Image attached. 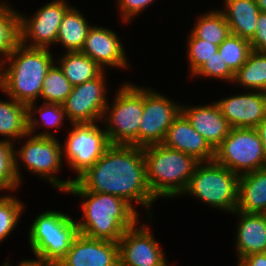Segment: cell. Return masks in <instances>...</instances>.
<instances>
[{"mask_svg": "<svg viewBox=\"0 0 266 266\" xmlns=\"http://www.w3.org/2000/svg\"><path fill=\"white\" fill-rule=\"evenodd\" d=\"M74 182L82 190L115 195L129 204L135 201L148 211L156 200L146 178L143 147L110 145Z\"/></svg>", "mask_w": 266, "mask_h": 266, "instance_id": "6da1fadb", "label": "cell"}, {"mask_svg": "<svg viewBox=\"0 0 266 266\" xmlns=\"http://www.w3.org/2000/svg\"><path fill=\"white\" fill-rule=\"evenodd\" d=\"M143 153L146 178L153 197L170 198L183 194L199 161L162 143L144 146Z\"/></svg>", "mask_w": 266, "mask_h": 266, "instance_id": "277c9868", "label": "cell"}, {"mask_svg": "<svg viewBox=\"0 0 266 266\" xmlns=\"http://www.w3.org/2000/svg\"><path fill=\"white\" fill-rule=\"evenodd\" d=\"M115 95L112 108L108 105L106 135L110 145H132L139 147V126L143 115V88L131 83L123 84ZM110 110V112H108Z\"/></svg>", "mask_w": 266, "mask_h": 266, "instance_id": "52a82bcc", "label": "cell"}, {"mask_svg": "<svg viewBox=\"0 0 266 266\" xmlns=\"http://www.w3.org/2000/svg\"><path fill=\"white\" fill-rule=\"evenodd\" d=\"M197 20L191 33L198 39L207 40L219 46L231 34L221 10L208 12Z\"/></svg>", "mask_w": 266, "mask_h": 266, "instance_id": "4316f807", "label": "cell"}, {"mask_svg": "<svg viewBox=\"0 0 266 266\" xmlns=\"http://www.w3.org/2000/svg\"><path fill=\"white\" fill-rule=\"evenodd\" d=\"M137 223L126 229L118 241L119 266H167L166 256L149 228Z\"/></svg>", "mask_w": 266, "mask_h": 266, "instance_id": "5bb4252c", "label": "cell"}, {"mask_svg": "<svg viewBox=\"0 0 266 266\" xmlns=\"http://www.w3.org/2000/svg\"><path fill=\"white\" fill-rule=\"evenodd\" d=\"M252 50L266 52V12H260L256 31L250 40Z\"/></svg>", "mask_w": 266, "mask_h": 266, "instance_id": "8d00e7d4", "label": "cell"}, {"mask_svg": "<svg viewBox=\"0 0 266 266\" xmlns=\"http://www.w3.org/2000/svg\"><path fill=\"white\" fill-rule=\"evenodd\" d=\"M23 210V203L13 196L0 197V242L17 226Z\"/></svg>", "mask_w": 266, "mask_h": 266, "instance_id": "d6a6232c", "label": "cell"}, {"mask_svg": "<svg viewBox=\"0 0 266 266\" xmlns=\"http://www.w3.org/2000/svg\"><path fill=\"white\" fill-rule=\"evenodd\" d=\"M65 192L85 199L81 205L84 220L76 223L79 233L87 237L118 242L126 229L138 223L133 204L121 197L82 190L75 182Z\"/></svg>", "mask_w": 266, "mask_h": 266, "instance_id": "7a4b0ae2", "label": "cell"}, {"mask_svg": "<svg viewBox=\"0 0 266 266\" xmlns=\"http://www.w3.org/2000/svg\"><path fill=\"white\" fill-rule=\"evenodd\" d=\"M168 97L143 87V115L139 126V147L163 142L167 130L181 113Z\"/></svg>", "mask_w": 266, "mask_h": 266, "instance_id": "8fae6325", "label": "cell"}, {"mask_svg": "<svg viewBox=\"0 0 266 266\" xmlns=\"http://www.w3.org/2000/svg\"><path fill=\"white\" fill-rule=\"evenodd\" d=\"M188 44V61L191 74H193L204 62L209 60L218 51L217 45L209 43L207 40L196 38L190 34Z\"/></svg>", "mask_w": 266, "mask_h": 266, "instance_id": "836d02e7", "label": "cell"}, {"mask_svg": "<svg viewBox=\"0 0 266 266\" xmlns=\"http://www.w3.org/2000/svg\"><path fill=\"white\" fill-rule=\"evenodd\" d=\"M162 144L193 156L199 162L213 161L215 150L181 112L170 125Z\"/></svg>", "mask_w": 266, "mask_h": 266, "instance_id": "ac0fdd59", "label": "cell"}, {"mask_svg": "<svg viewBox=\"0 0 266 266\" xmlns=\"http://www.w3.org/2000/svg\"><path fill=\"white\" fill-rule=\"evenodd\" d=\"M5 59L11 63L7 69L0 65V89L25 105L36 103L43 80L54 63L49 48L28 47L19 43Z\"/></svg>", "mask_w": 266, "mask_h": 266, "instance_id": "3957f363", "label": "cell"}, {"mask_svg": "<svg viewBox=\"0 0 266 266\" xmlns=\"http://www.w3.org/2000/svg\"><path fill=\"white\" fill-rule=\"evenodd\" d=\"M104 72L83 84L72 87L71 93L63 103L70 123H92L105 116L107 96L105 91Z\"/></svg>", "mask_w": 266, "mask_h": 266, "instance_id": "7c38bea8", "label": "cell"}, {"mask_svg": "<svg viewBox=\"0 0 266 266\" xmlns=\"http://www.w3.org/2000/svg\"><path fill=\"white\" fill-rule=\"evenodd\" d=\"M72 126L62 150L78 178L103 155L110 143L106 131L101 130L95 122L72 123Z\"/></svg>", "mask_w": 266, "mask_h": 266, "instance_id": "30bf717a", "label": "cell"}, {"mask_svg": "<svg viewBox=\"0 0 266 266\" xmlns=\"http://www.w3.org/2000/svg\"><path fill=\"white\" fill-rule=\"evenodd\" d=\"M10 101H0V135L12 138H25L28 136L27 105L11 97Z\"/></svg>", "mask_w": 266, "mask_h": 266, "instance_id": "d4e9b609", "label": "cell"}, {"mask_svg": "<svg viewBox=\"0 0 266 266\" xmlns=\"http://www.w3.org/2000/svg\"><path fill=\"white\" fill-rule=\"evenodd\" d=\"M87 23L81 12L75 7H70L62 18L56 43H61L66 52L81 51L88 31L92 27Z\"/></svg>", "mask_w": 266, "mask_h": 266, "instance_id": "603a6c76", "label": "cell"}, {"mask_svg": "<svg viewBox=\"0 0 266 266\" xmlns=\"http://www.w3.org/2000/svg\"><path fill=\"white\" fill-rule=\"evenodd\" d=\"M192 75L225 79L229 82H233L234 79V73L229 69L226 62H224L219 51L204 62Z\"/></svg>", "mask_w": 266, "mask_h": 266, "instance_id": "e575fe53", "label": "cell"}, {"mask_svg": "<svg viewBox=\"0 0 266 266\" xmlns=\"http://www.w3.org/2000/svg\"><path fill=\"white\" fill-rule=\"evenodd\" d=\"M255 129L258 132L260 140L263 144V149L266 157V116Z\"/></svg>", "mask_w": 266, "mask_h": 266, "instance_id": "f35d334b", "label": "cell"}, {"mask_svg": "<svg viewBox=\"0 0 266 266\" xmlns=\"http://www.w3.org/2000/svg\"><path fill=\"white\" fill-rule=\"evenodd\" d=\"M119 1V2H118ZM155 0H117L120 7L121 15L123 16V22L132 20L131 18L141 13L146 7H148Z\"/></svg>", "mask_w": 266, "mask_h": 266, "instance_id": "d590c367", "label": "cell"}, {"mask_svg": "<svg viewBox=\"0 0 266 266\" xmlns=\"http://www.w3.org/2000/svg\"><path fill=\"white\" fill-rule=\"evenodd\" d=\"M80 52L103 69L107 66L127 67V57L120 39L114 31L106 27L92 26Z\"/></svg>", "mask_w": 266, "mask_h": 266, "instance_id": "e0dca14e", "label": "cell"}, {"mask_svg": "<svg viewBox=\"0 0 266 266\" xmlns=\"http://www.w3.org/2000/svg\"><path fill=\"white\" fill-rule=\"evenodd\" d=\"M36 110V111H35ZM27 112H28V133L33 134L35 129L41 125L39 120H36L33 113H40L41 114V123L48 127H58L60 129V125L63 123L66 113L63 107V104L57 103H43L41 107L36 109L35 104L30 103L27 105Z\"/></svg>", "mask_w": 266, "mask_h": 266, "instance_id": "4dcf8cb0", "label": "cell"}, {"mask_svg": "<svg viewBox=\"0 0 266 266\" xmlns=\"http://www.w3.org/2000/svg\"><path fill=\"white\" fill-rule=\"evenodd\" d=\"M56 266H119L118 242L79 233Z\"/></svg>", "mask_w": 266, "mask_h": 266, "instance_id": "9a60e30c", "label": "cell"}, {"mask_svg": "<svg viewBox=\"0 0 266 266\" xmlns=\"http://www.w3.org/2000/svg\"><path fill=\"white\" fill-rule=\"evenodd\" d=\"M235 83L266 92V52L252 50L246 62L234 73Z\"/></svg>", "mask_w": 266, "mask_h": 266, "instance_id": "484cf974", "label": "cell"}, {"mask_svg": "<svg viewBox=\"0 0 266 266\" xmlns=\"http://www.w3.org/2000/svg\"><path fill=\"white\" fill-rule=\"evenodd\" d=\"M224 14L231 34L251 40L255 35L260 8L256 0H225Z\"/></svg>", "mask_w": 266, "mask_h": 266, "instance_id": "7402d4cb", "label": "cell"}, {"mask_svg": "<svg viewBox=\"0 0 266 266\" xmlns=\"http://www.w3.org/2000/svg\"><path fill=\"white\" fill-rule=\"evenodd\" d=\"M29 231L30 247L38 259L21 261L20 266H56L79 234L77 223L60 211L39 214Z\"/></svg>", "mask_w": 266, "mask_h": 266, "instance_id": "5b68a950", "label": "cell"}, {"mask_svg": "<svg viewBox=\"0 0 266 266\" xmlns=\"http://www.w3.org/2000/svg\"><path fill=\"white\" fill-rule=\"evenodd\" d=\"M239 177L215 160L199 162L183 194L232 213L238 202Z\"/></svg>", "mask_w": 266, "mask_h": 266, "instance_id": "8992f818", "label": "cell"}, {"mask_svg": "<svg viewBox=\"0 0 266 266\" xmlns=\"http://www.w3.org/2000/svg\"><path fill=\"white\" fill-rule=\"evenodd\" d=\"M256 4L261 12H266V0H256Z\"/></svg>", "mask_w": 266, "mask_h": 266, "instance_id": "ab89813d", "label": "cell"}, {"mask_svg": "<svg viewBox=\"0 0 266 266\" xmlns=\"http://www.w3.org/2000/svg\"><path fill=\"white\" fill-rule=\"evenodd\" d=\"M181 112L214 150L229 135L231 126L221 114L217 103L209 106H183L181 107Z\"/></svg>", "mask_w": 266, "mask_h": 266, "instance_id": "d6986e66", "label": "cell"}, {"mask_svg": "<svg viewBox=\"0 0 266 266\" xmlns=\"http://www.w3.org/2000/svg\"><path fill=\"white\" fill-rule=\"evenodd\" d=\"M71 6L64 0H56L40 7L30 19L19 14L20 43L28 47L49 48L57 42L62 18Z\"/></svg>", "mask_w": 266, "mask_h": 266, "instance_id": "4fadbf2b", "label": "cell"}, {"mask_svg": "<svg viewBox=\"0 0 266 266\" xmlns=\"http://www.w3.org/2000/svg\"><path fill=\"white\" fill-rule=\"evenodd\" d=\"M240 216L236 232L239 260L255 253L266 252V214L234 211Z\"/></svg>", "mask_w": 266, "mask_h": 266, "instance_id": "ffe728a7", "label": "cell"}, {"mask_svg": "<svg viewBox=\"0 0 266 266\" xmlns=\"http://www.w3.org/2000/svg\"><path fill=\"white\" fill-rule=\"evenodd\" d=\"M12 142L0 140V190H15L19 181L14 171V149Z\"/></svg>", "mask_w": 266, "mask_h": 266, "instance_id": "1f68e13d", "label": "cell"}, {"mask_svg": "<svg viewBox=\"0 0 266 266\" xmlns=\"http://www.w3.org/2000/svg\"><path fill=\"white\" fill-rule=\"evenodd\" d=\"M254 92L216 102L231 128H256L265 118L266 92Z\"/></svg>", "mask_w": 266, "mask_h": 266, "instance_id": "2e32d148", "label": "cell"}, {"mask_svg": "<svg viewBox=\"0 0 266 266\" xmlns=\"http://www.w3.org/2000/svg\"><path fill=\"white\" fill-rule=\"evenodd\" d=\"M8 264H10L9 262H6L5 264H3V266H10V265H8ZM20 266V265H19Z\"/></svg>", "mask_w": 266, "mask_h": 266, "instance_id": "60d3db41", "label": "cell"}, {"mask_svg": "<svg viewBox=\"0 0 266 266\" xmlns=\"http://www.w3.org/2000/svg\"><path fill=\"white\" fill-rule=\"evenodd\" d=\"M218 51L229 69L236 73L252 51L249 40L230 34L218 47Z\"/></svg>", "mask_w": 266, "mask_h": 266, "instance_id": "f546056e", "label": "cell"}, {"mask_svg": "<svg viewBox=\"0 0 266 266\" xmlns=\"http://www.w3.org/2000/svg\"><path fill=\"white\" fill-rule=\"evenodd\" d=\"M27 137L30 139L22 144L21 149L16 151L18 153L14 152V171L19 183L21 182V175L19 171L20 164L17 159L20 157L19 159L24 162L23 164H25L29 171L41 177L43 176L54 188L65 192L74 182V179L63 181L54 175L60 171V167L62 166V144L55 139L56 137L52 135V132L50 133L48 131L39 133L38 135L36 134L35 136L28 134Z\"/></svg>", "mask_w": 266, "mask_h": 266, "instance_id": "ba28073f", "label": "cell"}, {"mask_svg": "<svg viewBox=\"0 0 266 266\" xmlns=\"http://www.w3.org/2000/svg\"><path fill=\"white\" fill-rule=\"evenodd\" d=\"M72 85L59 66L52 65L44 80L40 97L45 103L63 104L72 90Z\"/></svg>", "mask_w": 266, "mask_h": 266, "instance_id": "f1b7e54d", "label": "cell"}, {"mask_svg": "<svg viewBox=\"0 0 266 266\" xmlns=\"http://www.w3.org/2000/svg\"><path fill=\"white\" fill-rule=\"evenodd\" d=\"M61 58L59 68L72 86L83 84L104 72L103 68L80 51L66 52Z\"/></svg>", "mask_w": 266, "mask_h": 266, "instance_id": "cb8c5ba5", "label": "cell"}, {"mask_svg": "<svg viewBox=\"0 0 266 266\" xmlns=\"http://www.w3.org/2000/svg\"><path fill=\"white\" fill-rule=\"evenodd\" d=\"M239 262L243 266H266V252L247 255Z\"/></svg>", "mask_w": 266, "mask_h": 266, "instance_id": "74e56055", "label": "cell"}, {"mask_svg": "<svg viewBox=\"0 0 266 266\" xmlns=\"http://www.w3.org/2000/svg\"><path fill=\"white\" fill-rule=\"evenodd\" d=\"M235 211L266 214V167L239 177Z\"/></svg>", "mask_w": 266, "mask_h": 266, "instance_id": "44dd1931", "label": "cell"}, {"mask_svg": "<svg viewBox=\"0 0 266 266\" xmlns=\"http://www.w3.org/2000/svg\"><path fill=\"white\" fill-rule=\"evenodd\" d=\"M214 160L239 176L266 167L263 144L255 128H231L215 149Z\"/></svg>", "mask_w": 266, "mask_h": 266, "instance_id": "9c48e42d", "label": "cell"}, {"mask_svg": "<svg viewBox=\"0 0 266 266\" xmlns=\"http://www.w3.org/2000/svg\"><path fill=\"white\" fill-rule=\"evenodd\" d=\"M20 43L19 13L7 3H0V54L8 57ZM4 61L0 60V65Z\"/></svg>", "mask_w": 266, "mask_h": 266, "instance_id": "83f0119b", "label": "cell"}]
</instances>
